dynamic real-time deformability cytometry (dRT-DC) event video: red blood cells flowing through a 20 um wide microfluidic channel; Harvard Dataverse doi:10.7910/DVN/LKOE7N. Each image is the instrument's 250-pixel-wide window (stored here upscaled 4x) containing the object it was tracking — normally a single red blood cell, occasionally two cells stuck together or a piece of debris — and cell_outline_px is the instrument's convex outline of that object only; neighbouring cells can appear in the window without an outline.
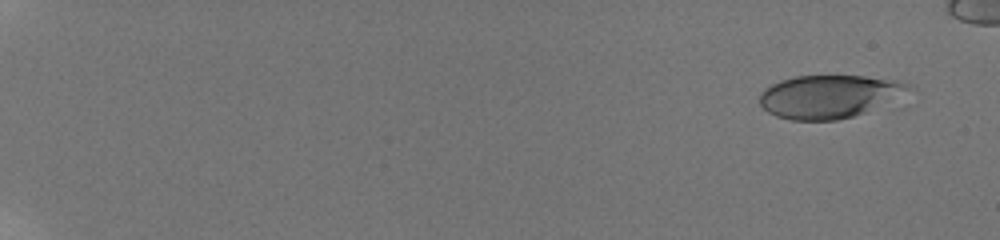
{"species": "human", "species_latin": "Homo sapiens", "temperature_condition": "room temperature", "stored_images_in_passage": 15, "camera_frame_rate_fps": 3000, "um_per_image_px": 0.085, "donor": {"sex": "male"}, "frame": {"image": 1, "passage_image": 3, "time_ms": 0.667, "image_size_px": [1000, 240], "cell_outline_px": [[916, 88], [864, 112], [852, 116], [836, 120], [792, 120], [776, 116], [768, 112], [760, 104], [760, 92], [764, 88], [780, 80], [796, 76], [864, 76], [900, 80]], "centroid_in_image_um": [70.45, 8.18], "position_along_channel_um": 14.6, "area_um2": 37.05}}